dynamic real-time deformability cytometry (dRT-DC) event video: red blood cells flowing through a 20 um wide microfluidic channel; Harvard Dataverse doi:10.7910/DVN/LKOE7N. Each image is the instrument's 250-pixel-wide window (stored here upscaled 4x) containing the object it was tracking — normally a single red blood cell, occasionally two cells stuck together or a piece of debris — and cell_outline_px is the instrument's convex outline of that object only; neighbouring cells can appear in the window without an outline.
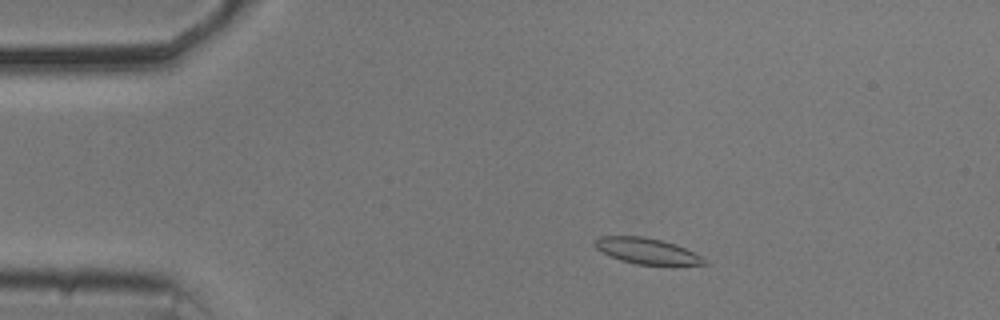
{"species": "common noctule bat (a hibernating species)", "species_latin": "Nyctalus noctula", "temperature_condition": "cold", "stored_images_in_passage": 41, "camera_frame_rate_fps": 3000, "um_per_image_px": 0.085, "animal": {"sex": "male", "body_mass_g": 20.5, "forearm_length_mm": 52.5}, "frame": {"image": 1, "passage_image": 7, "time_ms": 2.0, "image_size_px": [1000, 320], "cell_outline_px": [[708, 264], [672, 268], [636, 264], [620, 260], [596, 248], [592, 244], [600, 236], [644, 236], [676, 244], [700, 256]], "centroid_in_image_um": [55.06, 21.39], "position_along_channel_um": 29.9, "area_um2": 17.05}}
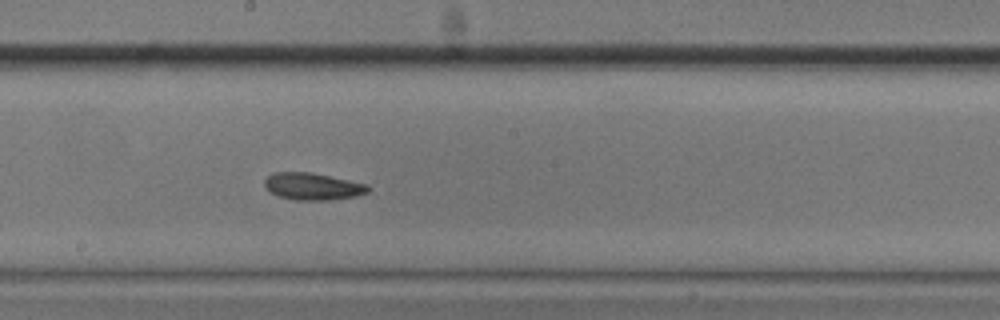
{"frame": {"image": 2, "passage_image": 27, "time_ms": 8.667, "image_size_px": [1000, 320], "cell_outline_px": [[372, 188], [368, 192], [356, 196], [328, 200], [296, 200], [276, 196], [264, 188], [264, 180], [272, 172], [312, 172], [368, 184]], "centroid_in_image_um": [26.56, 15.84], "position_along_channel_um": 221.6, "area_um2": 16.59}}
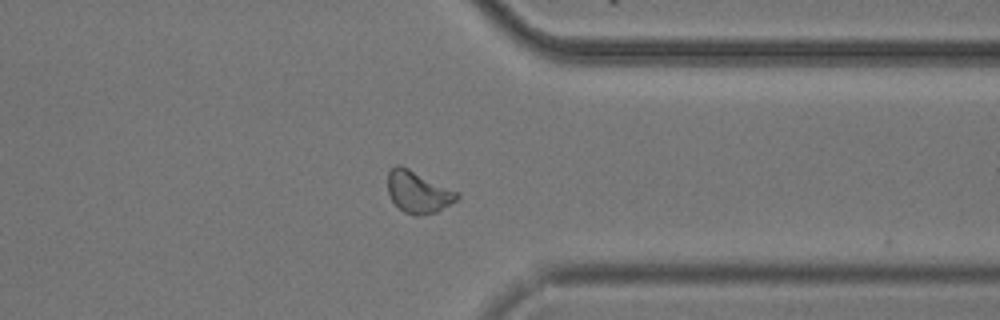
{"frame": {"image": 3, "passage_image": 40, "time_ms": 13.0, "image_size_px": [1000, 320], "cell_outline_px": [[460, 196], [456, 200], [436, 212], [420, 216], [416, 216], [404, 212], [392, 200], [388, 192], [388, 172], [396, 164], [400, 164], [460, 192]], "centroid_in_image_um": [35.55, 16.31], "position_along_channel_um": 375.8, "area_um2": 16.94}}